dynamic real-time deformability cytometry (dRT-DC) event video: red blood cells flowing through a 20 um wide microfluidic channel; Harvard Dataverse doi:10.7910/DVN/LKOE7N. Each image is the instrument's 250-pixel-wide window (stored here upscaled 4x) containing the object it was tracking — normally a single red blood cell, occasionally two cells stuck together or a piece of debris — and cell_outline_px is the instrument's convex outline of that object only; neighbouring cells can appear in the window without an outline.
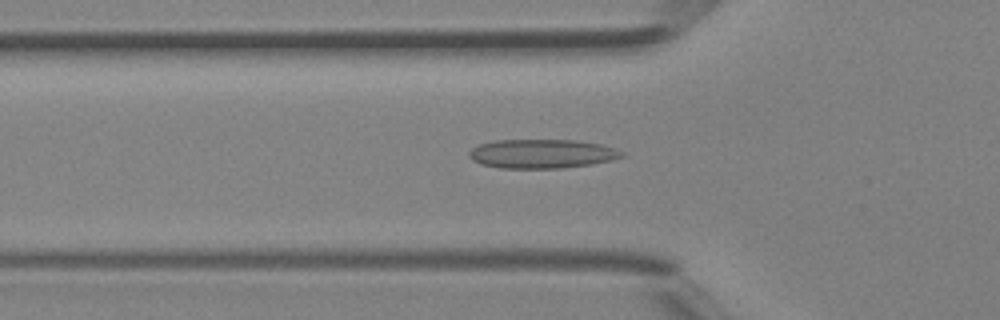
{"species": "Egyptian fruit bat (a non-hibernating species)", "species_latin": "Rousettus aegyptiacus", "temperature_condition": "room temperature", "stored_images_in_passage": 37, "camera_frame_rate_fps": 3000, "um_per_image_px": 0.085, "animal": {"sex": "female"}, "frame": {"image": 1, "passage_image": 9, "time_ms": 2.667, "image_size_px": [1000, 320], "cell_outline_px": [[624, 156], [612, 160], [592, 164], [560, 168], [500, 168], [480, 164], [472, 160], [468, 156], [468, 152], [472, 148], [480, 144], [496, 140], [572, 140], [600, 144], [624, 152]], "centroid_in_image_um": [46.02, 13.07], "position_along_channel_um": 79.8, "area_um2": 25.78}}
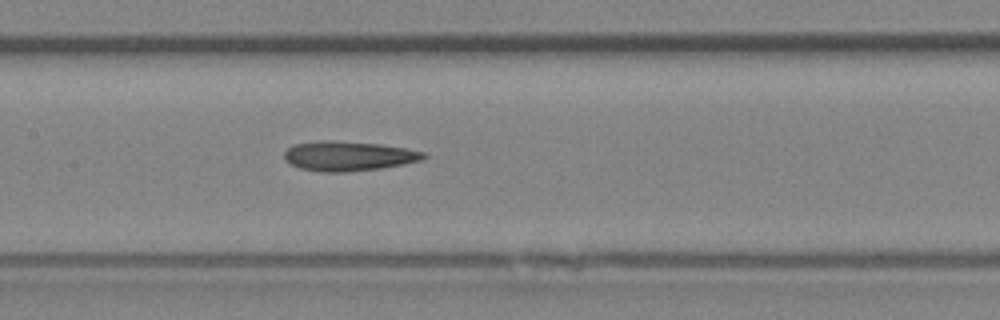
{"frame": {"image": 2, "passage_image": 15, "time_ms": 4.667, "image_size_px": [1000, 320], "cell_outline_px": [[428, 156], [424, 160], [404, 164], [380, 168], [348, 172], [324, 172], [300, 168], [284, 160], [284, 152], [288, 148], [296, 144], [320, 140], [328, 140], [380, 144], [408, 148], [424, 152]], "centroid_in_image_um": [29.66, 13.26], "position_along_channel_um": 177.7, "area_um2": 24.16}}
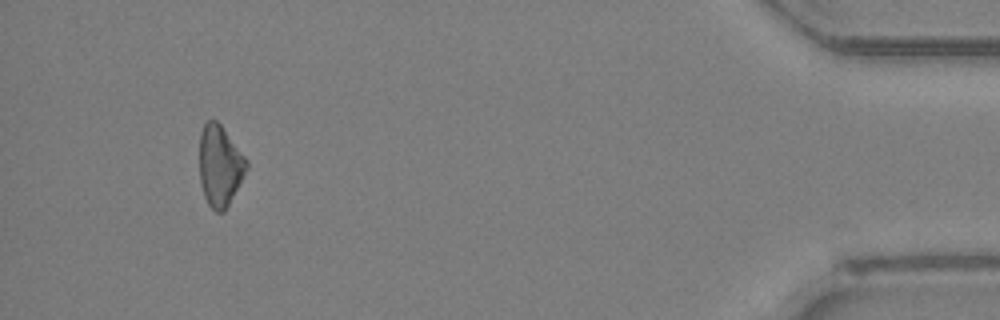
{"frame": {"image": 3, "passage_image": 34, "time_ms": 11.0, "image_size_px": [1000, 320], "cell_outline_px": [[248, 168], [224, 212], [216, 212], [208, 204], [204, 196], [200, 184], [200, 132], [204, 124], [208, 120], [216, 120], [220, 124], [248, 160]], "centroid_in_image_um": [18.68, 14.09], "position_along_channel_um": 416.5, "area_um2": 22.08}}